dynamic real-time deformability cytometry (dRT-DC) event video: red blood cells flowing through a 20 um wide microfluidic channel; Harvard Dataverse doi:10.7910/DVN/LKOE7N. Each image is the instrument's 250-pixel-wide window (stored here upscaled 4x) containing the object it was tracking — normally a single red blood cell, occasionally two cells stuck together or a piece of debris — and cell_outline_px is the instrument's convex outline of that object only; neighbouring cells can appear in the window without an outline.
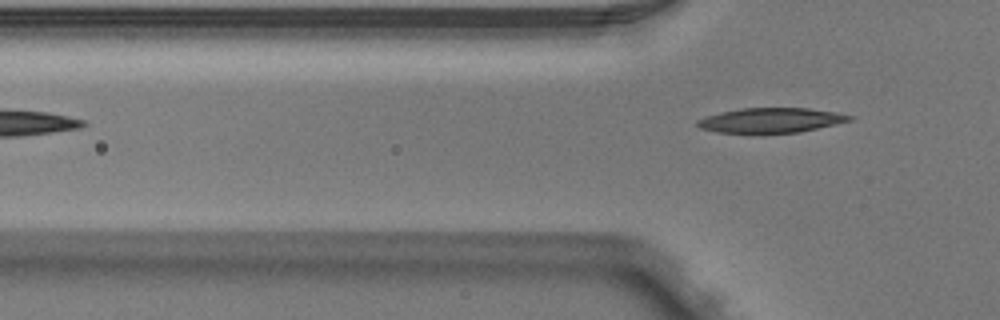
{"species": "Egyptian fruit bat (a non-hibernating species)", "species_latin": "Rousettus aegyptiacus", "temperature_condition": "warm", "stored_images_in_passage": 4, "camera_frame_rate_fps": 3000, "um_per_image_px": 0.085, "animal": {"sex": "male"}, "frame": {"image": 1, "passage_image": 4, "time_ms": 1.0, "image_size_px": [1000, 320], "cell_outline_px": [[856, 116], [852, 120], [836, 124], [800, 132], [716, 132], [700, 128], [696, 124], [696, 120], [704, 116], [720, 112], [740, 108], [808, 108], [836, 112]], "centroid_in_image_um": [65.53, 10.21], "position_along_channel_um": 60.3, "area_um2": 21.91}}